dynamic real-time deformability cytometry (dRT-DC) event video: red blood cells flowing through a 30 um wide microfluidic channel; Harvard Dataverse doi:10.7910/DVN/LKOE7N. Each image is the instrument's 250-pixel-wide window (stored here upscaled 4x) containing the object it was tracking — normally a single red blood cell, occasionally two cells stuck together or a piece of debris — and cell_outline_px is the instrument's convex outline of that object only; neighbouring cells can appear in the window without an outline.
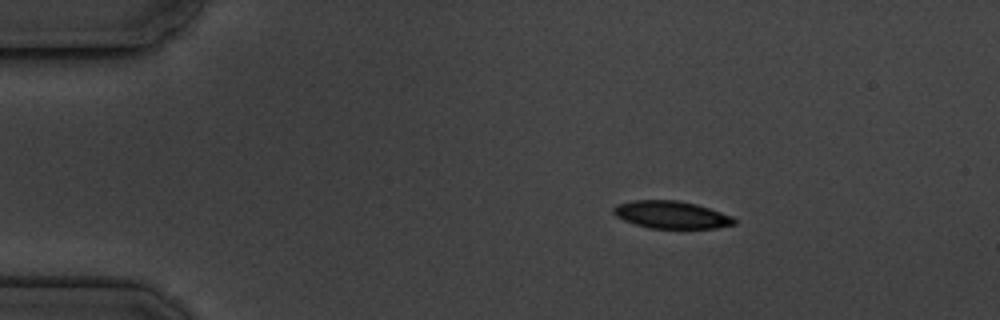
{"species": "common noctule bat (a hibernating species)", "species_latin": "Nyctalus noctula", "temperature_condition": "cold", "stored_images_in_passage": 2, "camera_frame_rate_fps": 3000, "um_per_image_px": 0.085, "animal": {"sex": "male", "body_mass_g": 19.5, "forearm_length_mm": 54.6}, "frame": {"image": 1, "passage_image": 1, "time_ms": 0.0, "image_size_px": [1000, 320], "cell_outline_px": [[736, 224], [716, 228], [648, 228], [624, 220], [616, 216], [612, 212], [612, 208], [616, 204], [632, 200], [680, 200], [696, 204], [732, 216], [736, 220]], "centroid_in_image_um": [57.04, 18.25], "position_along_channel_um": 28.0, "area_um2": 19.36}}